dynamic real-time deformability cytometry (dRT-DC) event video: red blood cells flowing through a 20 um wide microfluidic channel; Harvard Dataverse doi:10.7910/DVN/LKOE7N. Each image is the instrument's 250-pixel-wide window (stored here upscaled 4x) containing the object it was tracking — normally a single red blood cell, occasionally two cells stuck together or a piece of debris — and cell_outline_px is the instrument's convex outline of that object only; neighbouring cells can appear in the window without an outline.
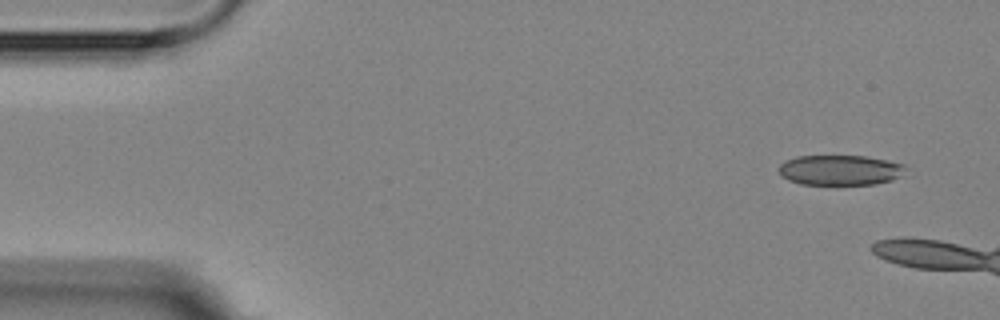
{"species": "Egyptian fruit bat (a non-hibernating species)", "species_latin": "Rousettus aegyptiacus", "temperature_condition": "room temperature", "stored_images_in_passage": 4, "camera_frame_rate_fps": 3000, "um_per_image_px": 0.085, "animal": {"sex": "female"}, "frame": {"image": 1, "passage_image": 1, "time_ms": 0.0, "image_size_px": [1000, 320], "cell_outline_px": [[908, 168], [900, 176], [892, 180], [876, 184], [800, 184], [788, 180], [780, 176], [776, 168], [784, 160], [796, 156], [864, 156], [888, 160], [904, 164]], "centroid_in_image_um": [71.37, 14.45], "position_along_channel_um": 13.6, "area_um2": 22.6}}